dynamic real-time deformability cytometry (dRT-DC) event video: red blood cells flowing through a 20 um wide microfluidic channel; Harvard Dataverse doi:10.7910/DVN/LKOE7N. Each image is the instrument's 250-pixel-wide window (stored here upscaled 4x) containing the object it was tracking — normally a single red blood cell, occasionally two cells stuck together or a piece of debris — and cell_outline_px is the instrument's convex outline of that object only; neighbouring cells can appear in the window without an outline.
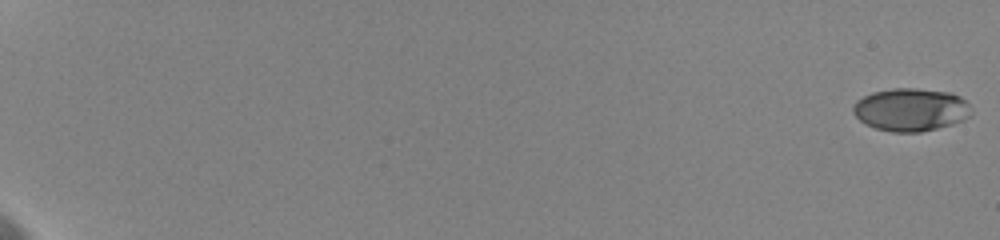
{"species": "human", "species_latin": "Homo sapiens", "temperature_condition": "cold", "stored_images_in_passage": 40, "camera_frame_rate_fps": 3000, "um_per_image_px": 0.085, "donor": {"sex": "female"}, "frame": {"image": 1, "passage_image": 1, "time_ms": 0.0, "image_size_px": [1000, 240], "cell_outline_px": [[968, 116], [964, 120], [952, 124], [920, 132], [892, 132], [876, 128], [860, 120], [852, 112], [852, 108], [856, 100], [872, 92], [892, 88], [916, 88], [952, 92], [960, 96], [968, 104]], "centroid_in_image_um": [77.39, 9.3], "position_along_channel_um": 7.6, "area_um2": 29.36}}
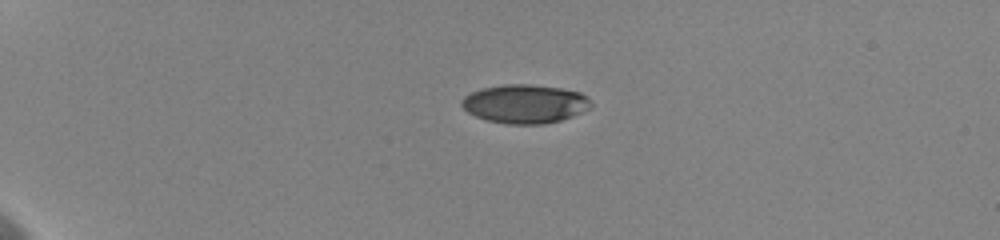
{"frame": {"image": 2, "passage_image": 17, "time_ms": 5.333, "image_size_px": [1000, 240], "cell_outline_px": [[592, 104], [588, 108], [572, 116], [560, 120], [544, 124], [508, 124], [488, 120], [476, 116], [468, 112], [460, 104], [460, 100], [464, 96], [472, 92], [484, 88], [504, 84], [532, 84], [560, 88], [580, 92], [588, 96]], "centroid_in_image_um": [44.61, 8.82], "position_along_channel_um": 40.4, "area_um2": 29.07}}